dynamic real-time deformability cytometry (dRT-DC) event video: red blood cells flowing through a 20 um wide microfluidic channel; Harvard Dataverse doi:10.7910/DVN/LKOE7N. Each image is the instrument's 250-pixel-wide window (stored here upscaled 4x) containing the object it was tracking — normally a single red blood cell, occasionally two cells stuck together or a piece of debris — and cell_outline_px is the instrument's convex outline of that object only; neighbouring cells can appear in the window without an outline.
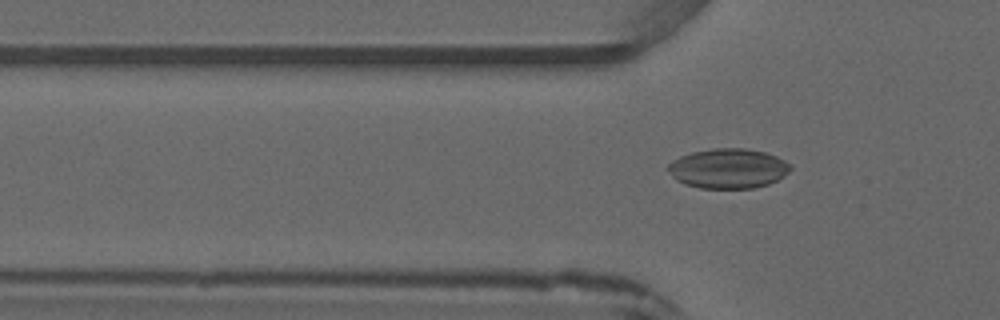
{"species": "common noctule bat (a hibernating species)", "species_latin": "Nyctalus noctula", "temperature_condition": "warm", "stored_images_in_passage": 5, "camera_frame_rate_fps": 3000, "um_per_image_px": 0.085, "animal": {"sex": "male", "forearm_length_mm": 52.5}, "frame": {"image": 1, "passage_image": 5, "time_ms": 6.667, "image_size_px": [1000, 320], "cell_outline_px": [[792, 168], [784, 176], [768, 184], [752, 188], [700, 188], [684, 184], [676, 180], [664, 168], [672, 160], [680, 156], [692, 152], [712, 148], [744, 148], [764, 152], [776, 156], [784, 160]], "centroid_in_image_um": [61.84, 14.32], "position_along_channel_um": 64.0, "area_um2": 28.5}}